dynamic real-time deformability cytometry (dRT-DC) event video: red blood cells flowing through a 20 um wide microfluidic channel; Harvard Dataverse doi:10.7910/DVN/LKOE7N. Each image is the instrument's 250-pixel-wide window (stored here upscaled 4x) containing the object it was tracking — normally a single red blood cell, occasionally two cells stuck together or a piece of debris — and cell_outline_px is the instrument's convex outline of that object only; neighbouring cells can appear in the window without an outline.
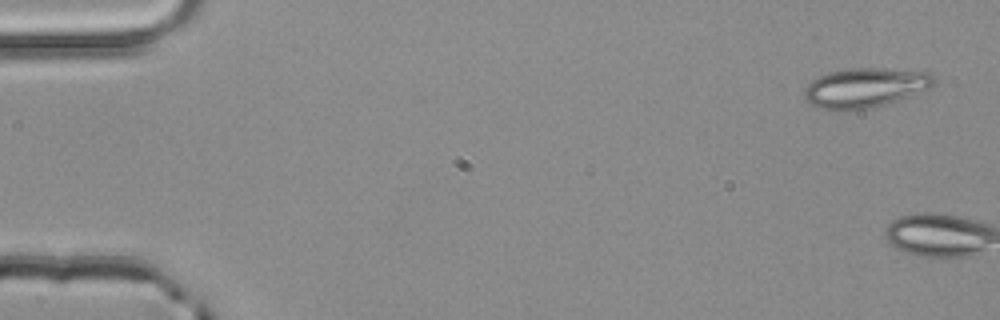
{"species": "common noctule bat (a hibernating species)", "species_latin": "Nyctalus noctula", "temperature_condition": "room temperature", "stored_images_in_passage": 4, "camera_frame_rate_fps": 3000, "um_per_image_px": 0.085, "animal": {"sex": "male", "body_mass_g": 20.4}, "frame": {"image": 1, "passage_image": 1, "time_ms": 0.0, "image_size_px": [1000, 320], "cell_outline_px": [[936, 80], [928, 88], [888, 104], [868, 108], [836, 112], [816, 108], [804, 96], [804, 88], [812, 80], [828, 72], [848, 68], [880, 68], [932, 72], [936, 76]], "centroid_in_image_um": [73.51, 7.46], "position_along_channel_um": 11.5, "area_um2": 30.17}}